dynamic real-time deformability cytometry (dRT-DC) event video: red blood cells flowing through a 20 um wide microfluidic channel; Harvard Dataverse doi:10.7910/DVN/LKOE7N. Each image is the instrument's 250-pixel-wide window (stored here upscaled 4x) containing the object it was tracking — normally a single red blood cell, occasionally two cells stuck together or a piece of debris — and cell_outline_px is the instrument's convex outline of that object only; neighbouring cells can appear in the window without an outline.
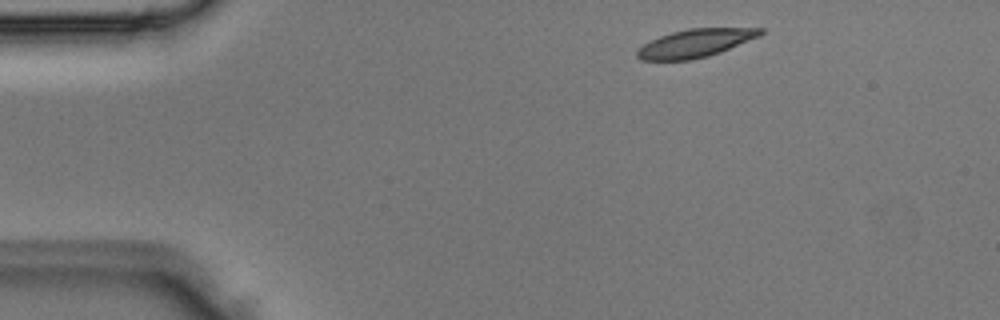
{"species": "Egyptian fruit bat (a non-hibernating species)", "species_latin": "Rousettus aegyptiacus", "temperature_condition": "room temperature", "stored_images_in_passage": 3, "camera_frame_rate_fps": 3000, "um_per_image_px": 0.085, "animal": {"sex": "male"}, "frame": {"image": 1, "passage_image": 1, "time_ms": 0.0, "image_size_px": [1000, 320], "cell_outline_px": [[764, 32], [760, 36], [720, 52], [708, 56], [692, 60], [640, 60], [636, 56], [636, 52], [644, 44], [660, 36], [672, 32], [688, 28], [764, 28]], "centroid_in_image_um": [59.12, 3.67], "position_along_channel_um": 25.9, "area_um2": 20.11}}
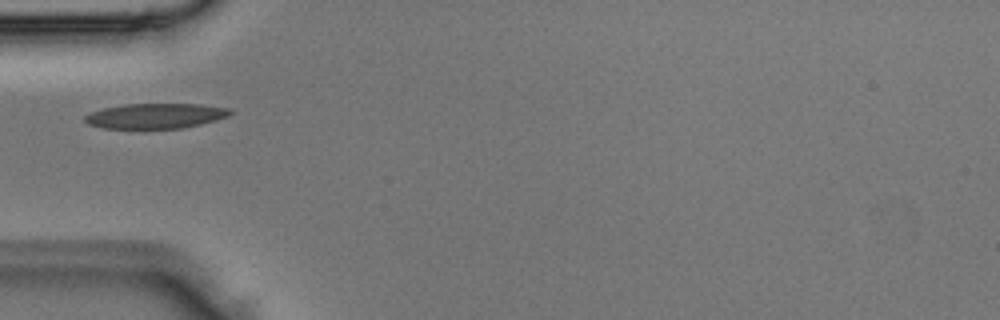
{"frame": {"image": 2, "passage_image": 3, "time_ms": 0.667, "image_size_px": [1000, 320], "cell_outline_px": [[232, 112], [228, 116], [216, 120], [200, 124], [180, 128], [100, 128], [88, 124], [84, 120], [84, 116], [92, 112], [104, 108], [124, 104], [200, 104], [232, 108]], "centroid_in_image_um": [13.23, 9.84], "position_along_channel_um": 71.8, "area_um2": 21.21}}